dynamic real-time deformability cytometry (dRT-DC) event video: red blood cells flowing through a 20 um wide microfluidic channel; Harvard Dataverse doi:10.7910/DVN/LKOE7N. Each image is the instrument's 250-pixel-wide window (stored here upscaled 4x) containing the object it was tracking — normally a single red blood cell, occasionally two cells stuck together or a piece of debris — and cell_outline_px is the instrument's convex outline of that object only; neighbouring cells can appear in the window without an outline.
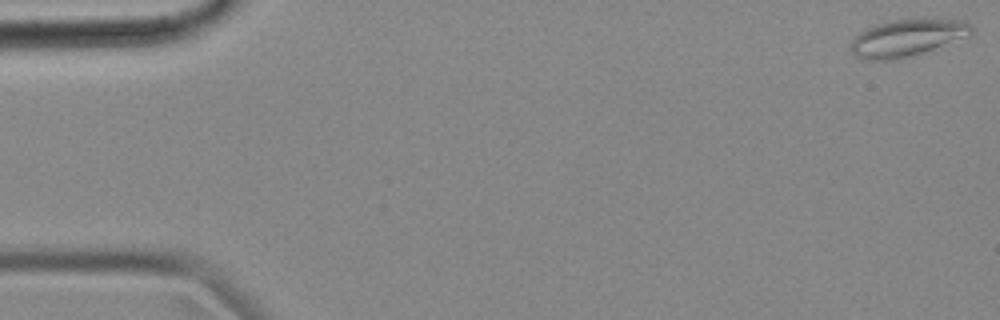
{"species": "common noctule bat (a hibernating species)", "species_latin": "Nyctalus noctula", "temperature_condition": "cold", "stored_images_in_passage": 56, "camera_frame_rate_fps": 3000, "um_per_image_px": 0.085, "animal": {"sex": "female", "body_mass_g": 18.4}, "frame": {"image": 1, "passage_image": 1, "time_ms": 0.0, "image_size_px": [1000, 320], "cell_outline_px": [[972, 36], [908, 56], [888, 60], [864, 60], [856, 56], [848, 48], [852, 40], [860, 32], [876, 24], [892, 20], [964, 20], [972, 24]], "centroid_in_image_um": [77.1, 3.22], "position_along_channel_um": 7.9, "area_um2": 25.61}}
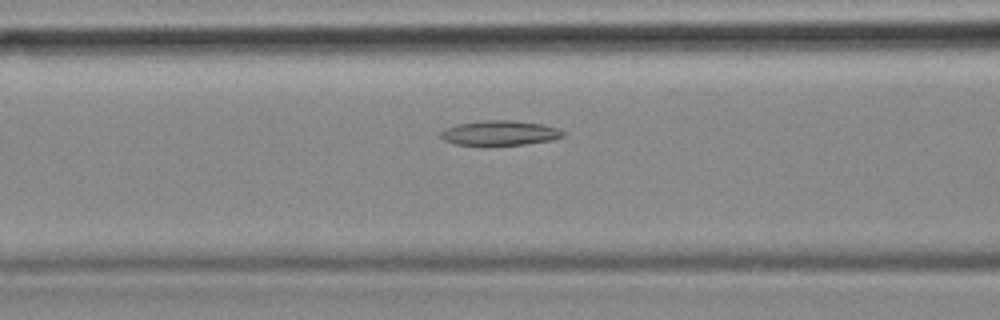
{"frame": {"image": 2, "passage_image": 22, "time_ms": 7.0, "image_size_px": [1000, 320], "cell_outline_px": [[564, 136], [552, 140], [528, 144], [488, 148], [484, 148], [456, 144], [444, 140], [440, 136], [440, 132], [456, 124], [484, 120], [508, 120], [544, 124], [556, 128], [564, 132]], "centroid_in_image_um": [42.46, 11.35], "position_along_channel_um": 124.1, "area_um2": 18.44}}
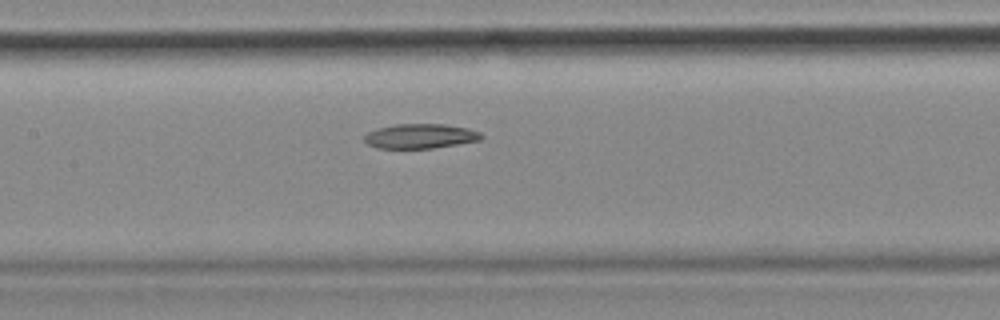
{"frame": {"image": 3, "passage_image": 26, "time_ms": 8.333, "image_size_px": [1000, 320], "cell_outline_px": [[484, 136], [480, 140], [432, 148], [376, 148], [368, 144], [364, 140], [364, 136], [368, 132], [380, 128], [396, 124], [444, 124], [468, 128], [480, 132]], "centroid_in_image_um": [35.74, 11.57], "position_along_channel_um": 171.7, "area_um2": 16.65}}